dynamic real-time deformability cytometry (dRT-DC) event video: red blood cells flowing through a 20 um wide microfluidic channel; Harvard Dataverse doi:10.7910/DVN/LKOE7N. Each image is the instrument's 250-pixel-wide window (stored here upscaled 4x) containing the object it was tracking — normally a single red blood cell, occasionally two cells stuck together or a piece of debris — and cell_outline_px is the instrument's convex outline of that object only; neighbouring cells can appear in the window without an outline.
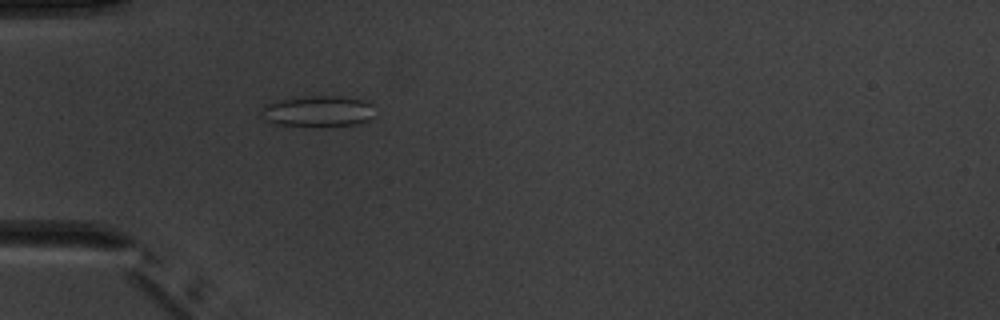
{"species": "common noctule bat (a hibernating species)", "species_latin": "Nyctalus noctula", "temperature_condition": "warm", "stored_images_in_passage": 4, "camera_frame_rate_fps": 3000, "um_per_image_px": 0.085, "animal": {"sex": "male", "body_mass_g": 20.1, "forearm_length_mm": 53.5}, "frame": {"image": 1, "passage_image": 4, "time_ms": 4.333, "image_size_px": [1000, 320], "cell_outline_px": [[372, 116], [368, 120], [356, 124], [276, 124], [264, 120], [260, 116], [260, 112], [264, 104], [276, 100], [304, 96], [336, 96], [360, 100], [372, 104]], "centroid_in_image_um": [26.93, 9.42], "position_along_channel_um": 58.1, "area_um2": 19.83}}